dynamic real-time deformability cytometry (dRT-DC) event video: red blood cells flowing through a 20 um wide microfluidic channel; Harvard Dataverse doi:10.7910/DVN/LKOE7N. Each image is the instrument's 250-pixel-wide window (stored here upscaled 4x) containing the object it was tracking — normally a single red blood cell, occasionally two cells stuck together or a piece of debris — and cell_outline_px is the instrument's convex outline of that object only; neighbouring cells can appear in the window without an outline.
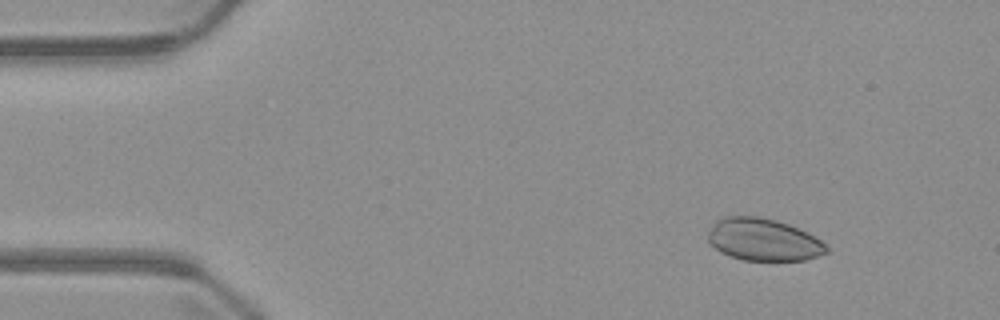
{"species": "common noctule bat (a hibernating species)", "species_latin": "Nyctalus noctula", "temperature_condition": "warm", "stored_images_in_passage": 4, "camera_frame_rate_fps": 3000, "um_per_image_px": 0.085, "animal": {"sex": "male", "body_mass_g": 23.1, "forearm_length_mm": 52.7}, "frame": {"image": 1, "passage_image": 2, "time_ms": 1.0, "image_size_px": [1000, 320], "cell_outline_px": [[828, 252], [804, 260], [744, 260], [720, 252], [708, 240], [708, 232], [712, 224], [716, 220], [724, 216], [760, 216], [776, 220], [788, 224], [808, 232], [820, 240], [828, 248]], "centroid_in_image_um": [64.87, 20.35], "position_along_channel_um": 20.1, "area_um2": 29.07}}